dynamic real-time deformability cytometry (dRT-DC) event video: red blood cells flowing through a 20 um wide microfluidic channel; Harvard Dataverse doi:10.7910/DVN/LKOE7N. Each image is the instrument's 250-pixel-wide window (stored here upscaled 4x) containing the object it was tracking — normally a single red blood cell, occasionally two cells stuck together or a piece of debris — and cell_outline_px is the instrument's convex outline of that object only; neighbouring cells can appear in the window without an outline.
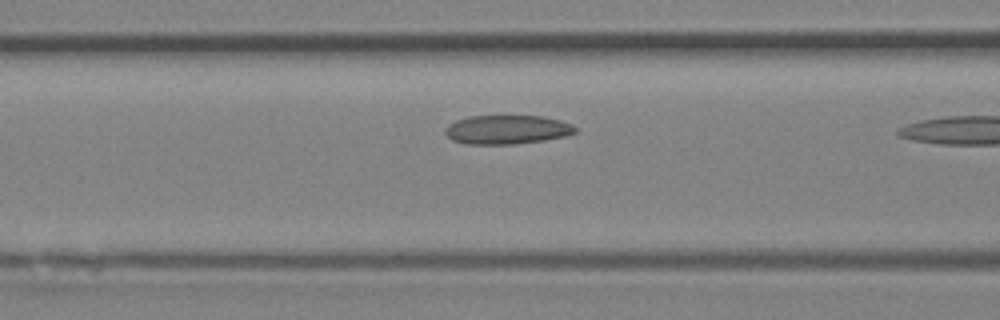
{"species": "Egyptian fruit bat (a non-hibernating species)", "species_latin": "Rousettus aegyptiacus", "temperature_condition": "room temperature", "stored_images_in_passage": 5, "camera_frame_rate_fps": 3000, "um_per_image_px": 0.085, "animal": {"sex": "female"}, "frame": {"image": 1, "passage_image": 4, "time_ms": 1.0, "image_size_px": [1000, 320], "cell_outline_px": [[576, 132], [568, 136], [544, 140], [516, 144], [464, 144], [452, 140], [444, 132], [444, 128], [448, 124], [456, 120], [468, 116], [544, 116], [560, 120], [572, 124], [576, 128]], "centroid_in_image_um": [43.09, 11.02], "position_along_channel_um": 123.5, "area_um2": 22.2}}